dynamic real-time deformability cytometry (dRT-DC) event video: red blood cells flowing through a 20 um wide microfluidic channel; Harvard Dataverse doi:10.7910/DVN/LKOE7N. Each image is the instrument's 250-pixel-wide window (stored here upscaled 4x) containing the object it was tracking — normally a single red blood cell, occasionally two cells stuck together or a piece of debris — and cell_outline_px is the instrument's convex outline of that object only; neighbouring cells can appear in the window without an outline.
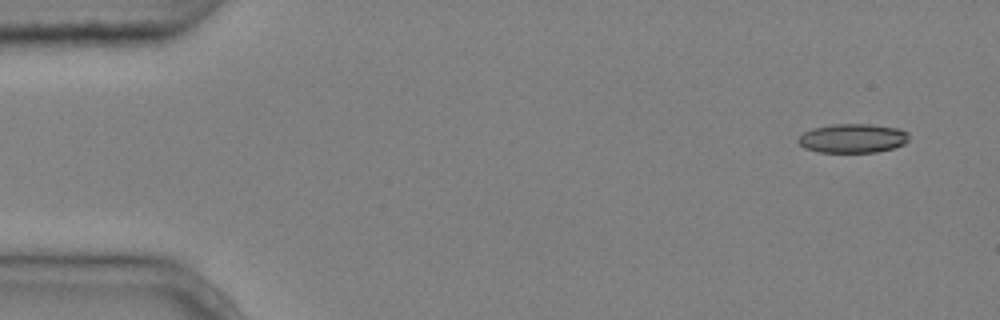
{"species": "common noctule bat (a hibernating species)", "species_latin": "Nyctalus noctula", "temperature_condition": "cold", "stored_images_in_passage": 5, "camera_frame_rate_fps": 3000, "um_per_image_px": 0.085, "animal": {"sex": "male", "body_mass_g": 20.4}, "frame": {"image": 1, "passage_image": 1, "time_ms": 0.0, "image_size_px": [1000, 320], "cell_outline_px": [[908, 140], [904, 144], [892, 148], [876, 152], [820, 152], [804, 148], [796, 140], [804, 132], [812, 128], [832, 124], [872, 124], [896, 128], [908, 132]], "centroid_in_image_um": [72.46, 11.75], "position_along_channel_um": 12.5, "area_um2": 18.73}}